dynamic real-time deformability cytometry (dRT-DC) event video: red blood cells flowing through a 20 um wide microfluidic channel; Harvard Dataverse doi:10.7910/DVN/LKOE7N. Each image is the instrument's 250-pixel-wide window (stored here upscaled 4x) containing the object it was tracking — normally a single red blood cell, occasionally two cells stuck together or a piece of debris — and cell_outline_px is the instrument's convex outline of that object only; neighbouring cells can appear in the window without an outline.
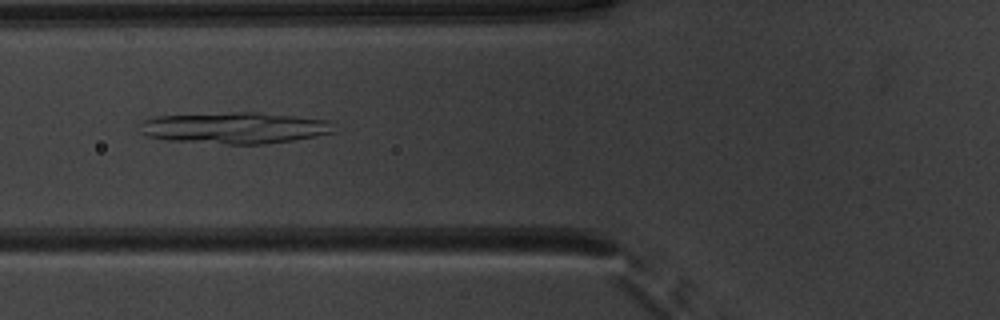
{"species": "common noctule bat (a hibernating species)", "species_latin": "Nyctalus noctula", "temperature_condition": "warm", "stored_images_in_passage": 43, "camera_frame_rate_fps": 3000, "um_per_image_px": 0.085, "animal": {"sex": "male", "body_mass_g": 20.1, "forearm_length_mm": 53.5}, "frame": {"image": 1, "passage_image": 12, "time_ms": 3.667, "image_size_px": [1000, 320], "cell_outline_px": [[336, 132], [316, 136], [292, 140], [264, 144], [228, 144], [168, 140], [144, 136], [140, 132], [140, 120], [156, 116], [232, 112], [260, 112], [328, 120]], "centroid_in_image_um": [19.89, 10.87], "position_along_channel_um": 105.9, "area_um2": 35.66}}
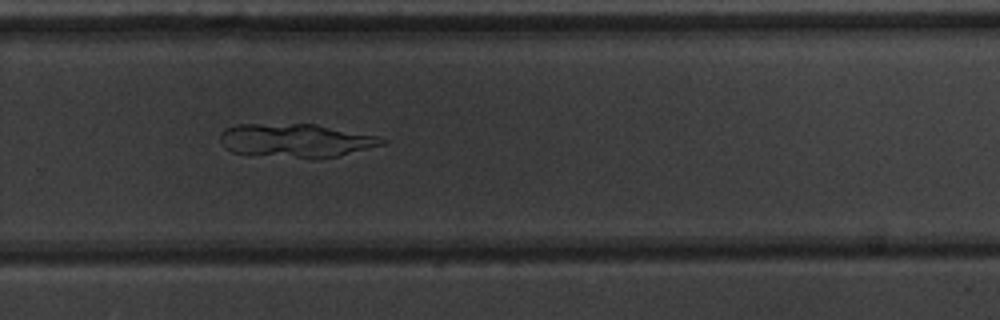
{"frame": {"image": 2, "passage_image": 27, "time_ms": 8.667, "image_size_px": [1000, 320], "cell_outline_px": [[388, 140], [384, 144], [340, 156], [248, 156], [232, 152], [224, 148], [220, 140], [220, 132], [224, 128], [236, 124], [316, 124], [376, 136]], "centroid_in_image_um": [25.06, 11.92], "position_along_channel_um": 304.7, "area_um2": 31.44}}
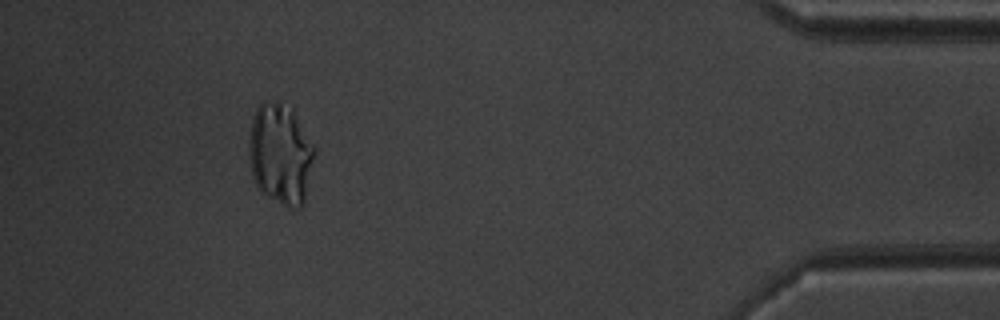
{"frame": {"image": 3, "passage_image": 39, "time_ms": 12.667, "image_size_px": [1000, 320], "cell_outline_px": [[316, 152], [304, 204], [300, 208], [288, 208], [260, 192], [252, 176], [248, 152], [248, 148], [252, 120], [256, 108], [260, 104], [280, 100], [292, 108], [316, 148]], "centroid_in_image_um": [23.86, 13.11], "position_along_channel_um": 411.3, "area_um2": 39.07}}